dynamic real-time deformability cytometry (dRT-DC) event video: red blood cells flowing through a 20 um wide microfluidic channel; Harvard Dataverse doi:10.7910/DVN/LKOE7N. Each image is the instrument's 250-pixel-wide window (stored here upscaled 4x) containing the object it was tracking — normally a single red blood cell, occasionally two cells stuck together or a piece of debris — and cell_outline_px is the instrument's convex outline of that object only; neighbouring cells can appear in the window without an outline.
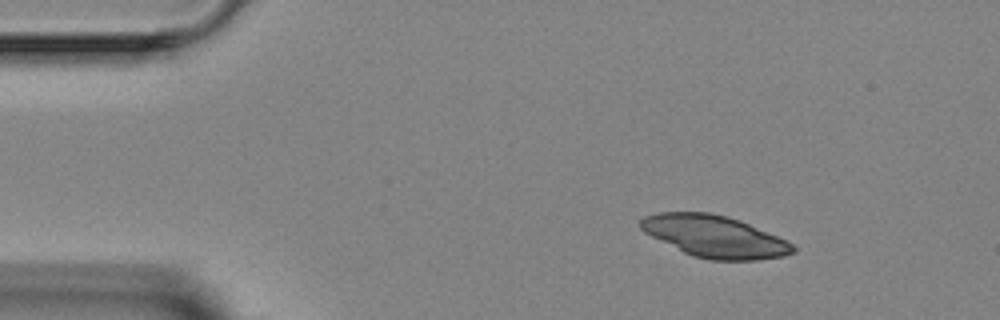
{"species": "Egyptian fruit bat (a non-hibernating species)", "species_latin": "Rousettus aegyptiacus", "temperature_condition": "room temperature", "stored_images_in_passage": 3, "camera_frame_rate_fps": 3000, "um_per_image_px": 0.085, "animal": {"sex": "female"}, "frame": {"image": 1, "passage_image": 1, "time_ms": 0.0, "image_size_px": [1000, 320], "cell_outline_px": [[796, 252], [784, 256], [756, 260], [712, 260], [692, 256], [644, 232], [640, 228], [640, 220], [644, 216], [660, 212], [712, 212], [728, 216], [740, 220], [788, 240], [796, 248]], "centroid_in_image_um": [60.78, 20.09], "position_along_channel_um": 24.2, "area_um2": 37.22}}